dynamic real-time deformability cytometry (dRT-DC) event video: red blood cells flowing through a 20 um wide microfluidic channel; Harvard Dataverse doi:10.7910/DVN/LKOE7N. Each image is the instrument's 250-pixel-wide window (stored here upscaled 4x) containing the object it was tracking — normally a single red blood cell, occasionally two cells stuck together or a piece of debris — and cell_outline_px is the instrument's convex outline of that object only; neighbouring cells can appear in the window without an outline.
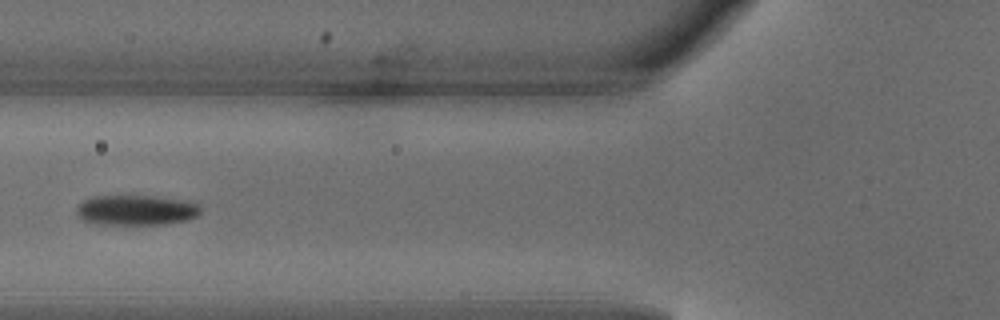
{"species": "common noctule bat (a hibernating species)", "species_latin": "Nyctalus noctula", "temperature_condition": "warm", "stored_images_in_passage": 7, "camera_frame_rate_fps": 3000, "um_per_image_px": 0.085, "animal": {"sex": "male", "body_mass_g": 18.8}, "frame": {"image": 1, "passage_image": 6, "time_ms": 1.667, "image_size_px": [1000, 320], "cell_outline_px": [[200, 212], [196, 216], [188, 220], [168, 224], [88, 224], [80, 220], [76, 212], [76, 208], [84, 200], [96, 196], [156, 196], [196, 204], [200, 208]], "centroid_in_image_um": [11.49, 17.88], "position_along_channel_um": 114.3, "area_um2": 21.73}}
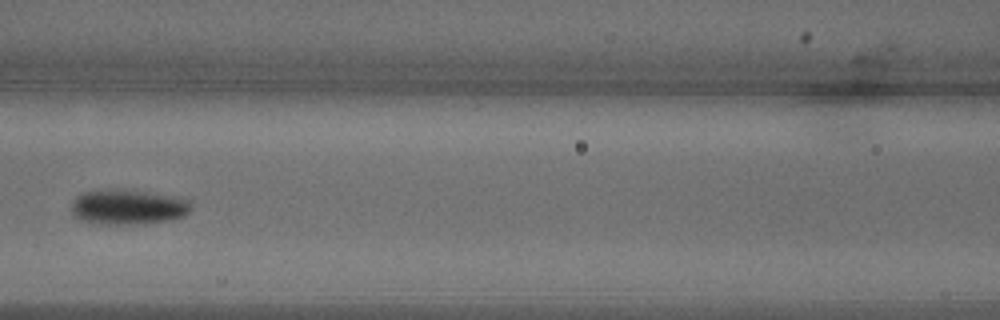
{"frame": {"image": 2, "passage_image": 7, "time_ms": 2.0, "image_size_px": [1000, 320], "cell_outline_px": [[192, 208], [184, 216], [172, 220], [144, 224], [92, 224], [80, 220], [72, 216], [72, 200], [76, 196], [84, 192], [144, 192], [176, 196], [188, 200]], "centroid_in_image_um": [10.89, 17.66], "position_along_channel_um": 155.7, "area_um2": 23.99}}